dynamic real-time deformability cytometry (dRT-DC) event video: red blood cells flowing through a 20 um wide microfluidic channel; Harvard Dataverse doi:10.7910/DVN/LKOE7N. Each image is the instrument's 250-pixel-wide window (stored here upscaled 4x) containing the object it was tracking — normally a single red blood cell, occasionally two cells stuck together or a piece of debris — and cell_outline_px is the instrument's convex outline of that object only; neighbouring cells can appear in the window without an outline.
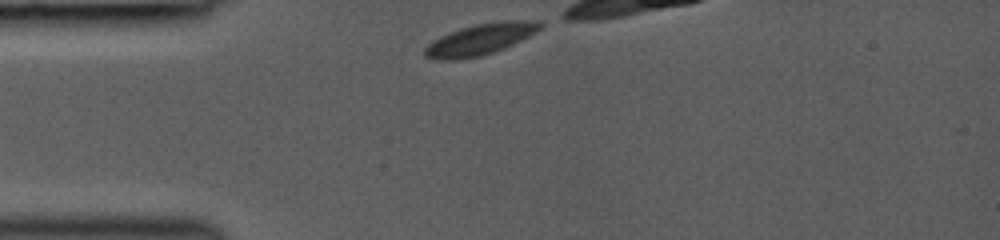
{"species": "common noctule bat (a hibernating species)", "species_latin": "Nyctalus noctula", "temperature_condition": "room temperature", "stored_images_in_passage": 7, "camera_frame_rate_fps": 3000, "um_per_image_px": 0.085, "animal": {"sex": "female", "body_mass_g": 19.0, "forearm_length_mm": 53.3}, "frame": {"image": 1, "passage_image": 1, "time_ms": 0.0, "image_size_px": [1000, 240], "cell_outline_px": [[544, 24], [536, 32], [504, 48], [480, 56], [456, 60], [436, 60], [424, 56], [424, 48], [432, 40], [440, 36], [460, 28], [476, 24], [504, 20], [540, 20]], "centroid_in_image_um": [40.8, 3.34], "position_along_channel_um": 44.2, "area_um2": 20.98}}
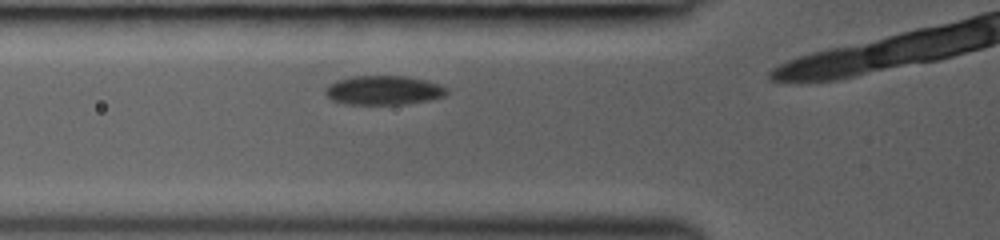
{"frame": {"image": 2, "passage_image": 4, "time_ms": 1.667, "image_size_px": [1000, 240], "cell_outline_px": [[448, 92], [444, 96], [428, 100], [404, 104], [344, 104], [332, 100], [324, 92], [324, 88], [328, 84], [336, 80], [352, 76], [404, 76], [424, 80], [440, 84], [448, 88]], "centroid_in_image_um": [32.57, 7.67], "position_along_channel_um": 93.2, "area_um2": 20.69}}